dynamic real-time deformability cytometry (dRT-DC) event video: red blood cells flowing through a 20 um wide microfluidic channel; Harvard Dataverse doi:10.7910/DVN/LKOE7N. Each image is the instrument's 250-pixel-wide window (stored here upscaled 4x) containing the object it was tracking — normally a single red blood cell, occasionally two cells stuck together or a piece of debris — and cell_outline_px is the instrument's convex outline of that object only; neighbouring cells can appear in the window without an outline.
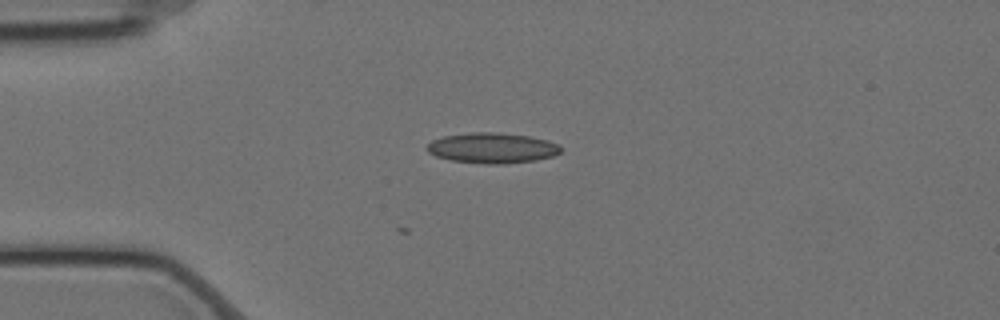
{"species": "Egyptian fruit bat (a non-hibernating species)", "species_latin": "Rousettus aegyptiacus", "temperature_condition": "cold", "stored_images_in_passage": 5, "camera_frame_rate_fps": 3000, "um_per_image_px": 0.085, "animal": {"sex": "female"}, "frame": {"image": 1, "passage_image": 5, "time_ms": 1.333, "image_size_px": [1000, 320], "cell_outline_px": [[560, 152], [552, 156], [536, 160], [504, 164], [488, 164], [452, 160], [436, 156], [428, 152], [424, 148], [432, 140], [444, 136], [472, 132], [496, 132], [528, 136], [548, 140], [556, 144], [560, 148]], "centroid_in_image_um": [41.8, 12.58], "position_along_channel_um": 43.2, "area_um2": 23.58}}